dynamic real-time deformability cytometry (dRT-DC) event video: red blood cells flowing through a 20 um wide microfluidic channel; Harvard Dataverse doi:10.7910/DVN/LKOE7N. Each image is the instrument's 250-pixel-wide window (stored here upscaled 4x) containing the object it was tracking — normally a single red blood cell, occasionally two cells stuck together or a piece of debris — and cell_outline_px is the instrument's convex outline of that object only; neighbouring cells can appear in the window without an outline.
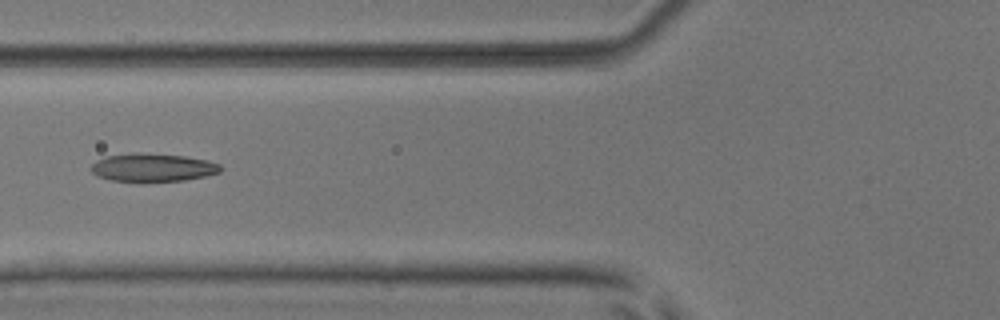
{"species": "common noctule bat (a hibernating species)", "species_latin": "Nyctalus noctula", "temperature_condition": "room temperature", "stored_images_in_passage": 7, "camera_frame_rate_fps": 3000, "um_per_image_px": 0.085, "animal": {"sex": "male", "body_mass_g": 17.9, "forearm_length_mm": 54.2}, "frame": {"image": 1, "passage_image": 6, "time_ms": 6.667, "image_size_px": [1000, 320], "cell_outline_px": [[220, 172], [204, 176], [184, 180], [112, 180], [100, 176], [92, 172], [88, 168], [96, 160], [108, 156], [132, 152], [140, 152], [184, 156], [208, 160], [220, 164]], "centroid_in_image_um": [12.97, 14.2], "position_along_channel_um": 112.8, "area_um2": 20.81}}
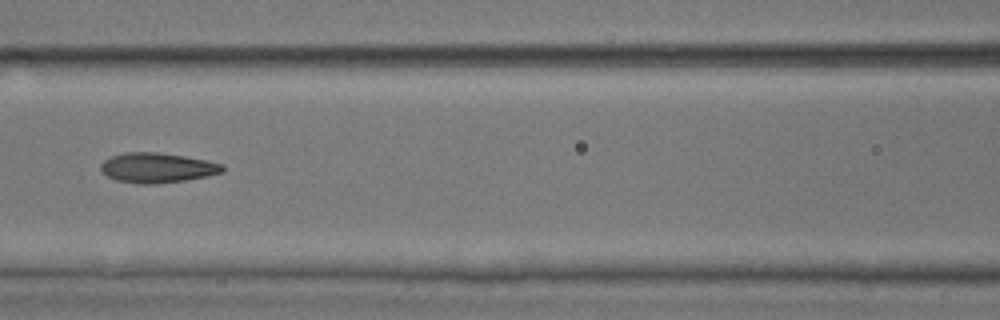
{"frame": {"image": 2, "passage_image": 7, "time_ms": 7.667, "image_size_px": [1000, 320], "cell_outline_px": [[224, 172], [208, 176], [184, 180], [156, 184], [136, 184], [116, 180], [108, 176], [100, 168], [100, 164], [104, 160], [112, 156], [124, 152], [156, 152], [184, 156], [208, 160], [224, 164]], "centroid_in_image_um": [13.39, 14.26], "position_along_channel_um": 153.2, "area_um2": 21.33}}